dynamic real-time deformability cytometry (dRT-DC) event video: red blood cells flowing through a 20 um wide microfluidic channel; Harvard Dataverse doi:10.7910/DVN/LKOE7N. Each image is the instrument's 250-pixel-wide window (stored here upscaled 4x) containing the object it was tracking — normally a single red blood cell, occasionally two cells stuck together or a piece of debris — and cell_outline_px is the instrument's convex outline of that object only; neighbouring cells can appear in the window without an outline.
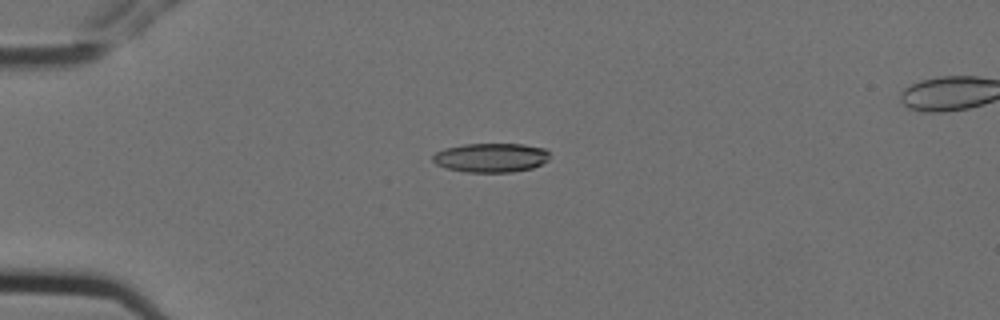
{"species": "Egyptian fruit bat (a non-hibernating species)", "species_latin": "Rousettus aegyptiacus", "temperature_condition": "cold", "stored_images_in_passage": 7, "camera_frame_rate_fps": 3000, "um_per_image_px": 0.085, "animal": {"sex": "female"}, "frame": {"image": 1, "passage_image": 5, "time_ms": 1.333, "image_size_px": [1000, 320], "cell_outline_px": [[548, 160], [532, 168], [512, 172], [468, 172], [448, 168], [436, 164], [432, 160], [432, 156], [436, 152], [444, 148], [464, 144], [524, 144], [544, 148], [548, 152]], "centroid_in_image_um": [41.72, 13.39], "position_along_channel_um": 43.3, "area_um2": 19.77}}
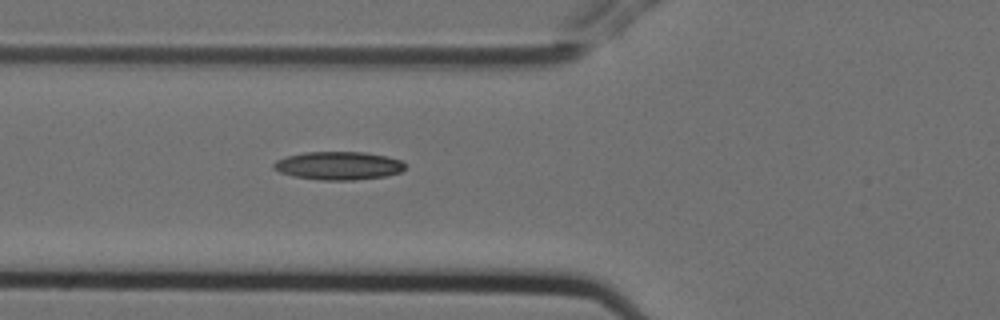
{"frame": {"image": 2, "passage_image": 7, "time_ms": 2.0, "image_size_px": [1000, 320], "cell_outline_px": [[404, 168], [400, 172], [388, 176], [352, 180], [320, 180], [292, 176], [280, 172], [272, 168], [272, 164], [276, 160], [288, 156], [304, 152], [364, 152], [384, 156], [400, 160], [404, 164]], "centroid_in_image_um": [28.73, 14.09], "position_along_channel_um": 97.1, "area_um2": 21.56}}